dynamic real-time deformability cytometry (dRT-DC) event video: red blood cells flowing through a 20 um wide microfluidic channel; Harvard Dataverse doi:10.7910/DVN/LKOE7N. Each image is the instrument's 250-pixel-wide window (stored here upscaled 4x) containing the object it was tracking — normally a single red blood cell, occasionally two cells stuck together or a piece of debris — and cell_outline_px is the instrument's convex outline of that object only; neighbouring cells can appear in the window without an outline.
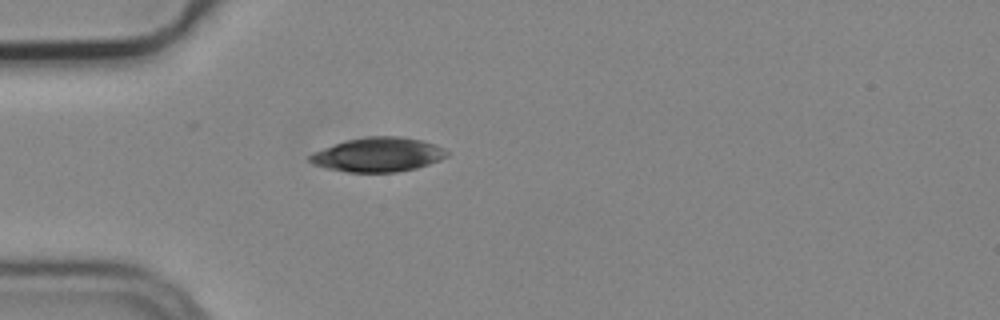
{"species": "common noctule bat (a hibernating species)", "species_latin": "Nyctalus noctula", "temperature_condition": "cold", "stored_images_in_passage": 5, "camera_frame_rate_fps": 3000, "um_per_image_px": 0.085, "animal": {"sex": "male", "body_mass_g": 19.2, "forearm_length_mm": 51.8}, "frame": {"image": 1, "passage_image": 5, "time_ms": 1.333, "image_size_px": [1000, 320], "cell_outline_px": [[448, 156], [440, 160], [416, 168], [396, 172], [348, 172], [328, 168], [312, 164], [308, 160], [308, 156], [312, 152], [344, 140], [364, 136], [400, 136], [420, 140], [444, 148], [448, 152]], "centroid_in_image_um": [32.1, 13.14], "position_along_channel_um": 52.9, "area_um2": 27.46}}